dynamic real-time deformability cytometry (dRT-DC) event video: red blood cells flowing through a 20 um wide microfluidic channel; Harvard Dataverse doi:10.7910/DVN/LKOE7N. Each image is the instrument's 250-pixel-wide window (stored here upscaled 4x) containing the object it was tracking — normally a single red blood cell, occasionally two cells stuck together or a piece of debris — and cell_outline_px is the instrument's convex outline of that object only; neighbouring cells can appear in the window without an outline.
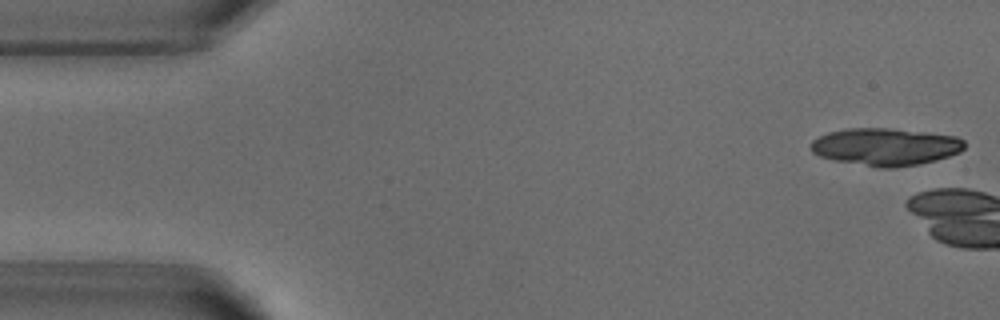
{"species": "common noctule bat (a hibernating species)", "species_latin": "Nyctalus noctula", "temperature_condition": "warm", "stored_images_in_passage": 3, "camera_frame_rate_fps": 3000, "um_per_image_px": 0.085, "animal": {"sex": "male", "body_mass_g": 18.8}, "frame": {"image": 1, "passage_image": 1, "time_ms": 0.0, "image_size_px": [1000, 320], "cell_outline_px": [[964, 148], [960, 152], [936, 160], [920, 164], [892, 168], [876, 168], [836, 160], [820, 156], [812, 152], [812, 140], [828, 132], [848, 128], [892, 128], [956, 136], [964, 140]], "centroid_in_image_um": [75.28, 12.48], "position_along_channel_um": 9.7, "area_um2": 33.47}}